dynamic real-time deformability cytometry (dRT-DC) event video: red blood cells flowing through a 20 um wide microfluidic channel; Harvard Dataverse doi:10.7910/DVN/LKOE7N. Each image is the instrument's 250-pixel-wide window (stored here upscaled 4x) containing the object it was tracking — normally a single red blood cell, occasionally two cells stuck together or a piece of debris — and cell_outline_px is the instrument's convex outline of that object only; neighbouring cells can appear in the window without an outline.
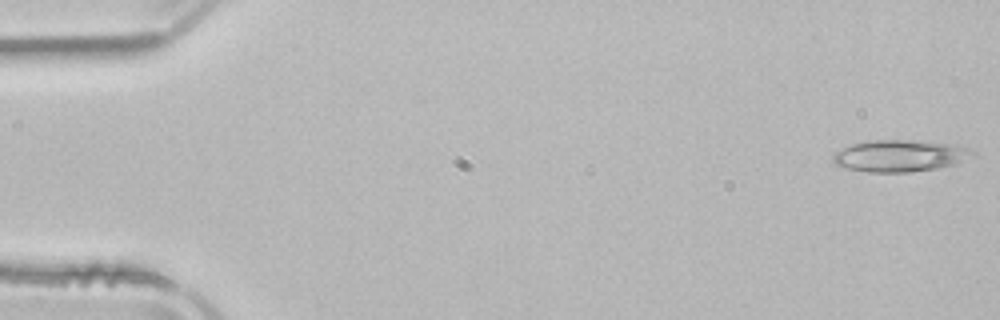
{"species": "common noctule bat (a hibernating species)", "species_latin": "Nyctalus noctula", "temperature_condition": "room temperature", "stored_images_in_passage": 51, "camera_frame_rate_fps": 3000, "um_per_image_px": 0.085, "animal": {"sex": "male", "body_mass_g": 21.5, "forearm_length_mm": 52.0}, "frame": {"image": 1, "passage_image": 1, "time_ms": 0.0, "image_size_px": [1000, 320], "cell_outline_px": [[976, 156], [956, 164], [936, 168], [912, 172], [868, 172], [848, 168], [836, 164], [832, 160], [832, 156], [836, 152], [852, 144], [868, 140], [912, 140], [956, 144], [968, 148], [976, 152]], "centroid_in_image_um": [76.56, 13.24], "position_along_channel_um": 8.4, "area_um2": 25.95}}
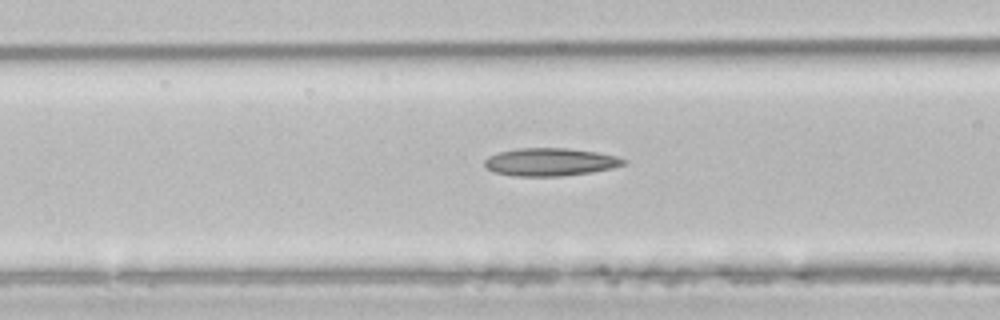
{"frame": {"image": 2, "passage_image": 20, "time_ms": 6.333, "image_size_px": [1000, 320], "cell_outline_px": [[628, 164], [612, 168], [588, 172], [560, 176], [512, 176], [496, 172], [488, 168], [484, 164], [484, 160], [488, 156], [500, 152], [520, 148], [568, 148], [596, 152], [616, 156], [628, 160]], "centroid_in_image_um": [46.79, 13.76], "position_along_channel_um": 119.8, "area_um2": 22.43}}
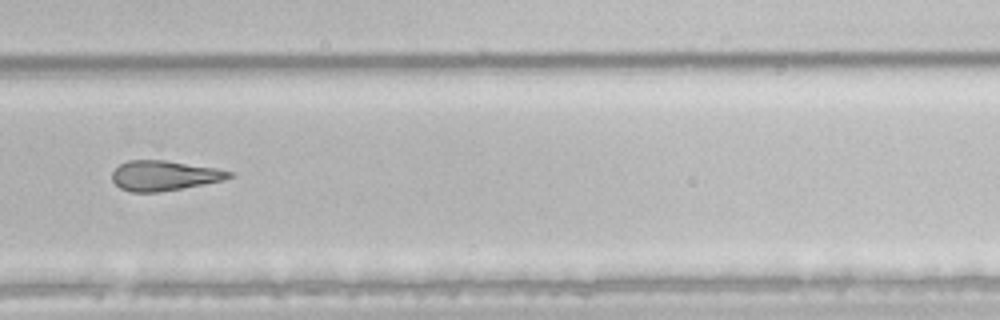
{"frame": {"image": 3, "passage_image": 35, "time_ms": 11.333, "image_size_px": [1000, 320], "cell_outline_px": [[232, 176], [220, 180], [204, 184], [156, 192], [128, 192], [120, 188], [112, 180], [112, 172], [120, 164], [128, 160], [164, 160], [216, 168], [232, 172]], "centroid_in_image_um": [13.9, 14.92], "position_along_channel_um": 315.9, "area_um2": 20.17}, "authors_computed_cell_mechanics": {"area_um2": 22.4842, "velocity_mm_per_s": 3.9339, "shape_relaxation_time_tau1_ms": 9.3788, "shape_relaxation_time_tau2_ms": 5.6071, "deformation_change_tau1": 0.2201, "deformation_change_tau2": 0.1797}}